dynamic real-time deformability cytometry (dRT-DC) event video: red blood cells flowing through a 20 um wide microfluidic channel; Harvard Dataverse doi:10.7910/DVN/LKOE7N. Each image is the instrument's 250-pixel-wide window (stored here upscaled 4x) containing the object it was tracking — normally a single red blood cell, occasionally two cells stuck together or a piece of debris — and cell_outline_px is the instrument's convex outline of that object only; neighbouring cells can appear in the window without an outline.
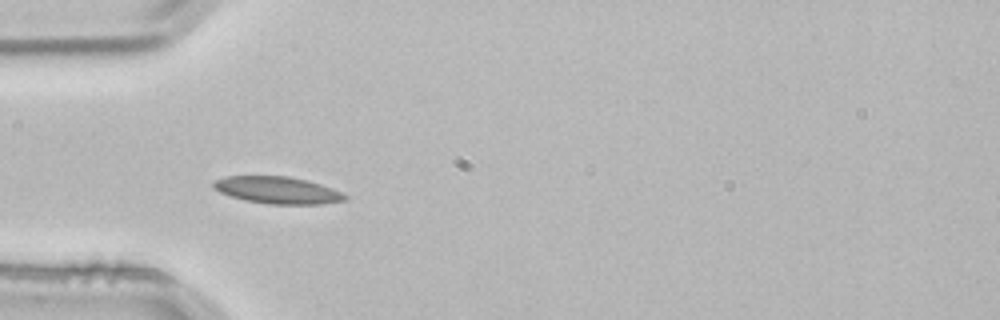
{"species": "common noctule bat (a hibernating species)", "species_latin": "Nyctalus noctula", "temperature_condition": "room temperature", "stored_images_in_passage": 3, "camera_frame_rate_fps": 3000, "um_per_image_px": 0.085, "animal": {"sex": "male", "body_mass_g": 21.5, "forearm_length_mm": 52.0}, "frame": {"image": 1, "passage_image": 3, "time_ms": 0.667, "image_size_px": [1000, 320], "cell_outline_px": [[348, 200], [320, 204], [268, 204], [244, 200], [220, 192], [212, 188], [212, 184], [216, 180], [228, 176], [288, 176], [320, 184], [340, 192], [348, 196]], "centroid_in_image_um": [23.58, 16.17], "position_along_channel_um": 61.4, "area_um2": 20.52}}